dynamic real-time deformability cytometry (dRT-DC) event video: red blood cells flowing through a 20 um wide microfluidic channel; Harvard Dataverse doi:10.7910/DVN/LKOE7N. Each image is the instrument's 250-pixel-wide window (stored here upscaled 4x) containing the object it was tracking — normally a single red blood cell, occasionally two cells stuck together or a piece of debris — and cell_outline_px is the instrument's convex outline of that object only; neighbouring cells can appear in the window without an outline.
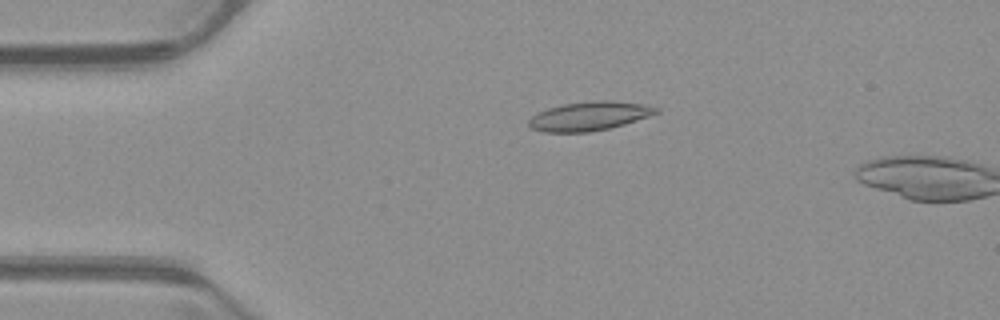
{"species": "common noctule bat (a hibernating species)", "species_latin": "Nyctalus noctula", "temperature_condition": "warm", "stored_images_in_passage": 49, "camera_frame_rate_fps": 3000, "um_per_image_px": 0.085, "animal": {"sex": "male", "body_mass_g": 23.1, "forearm_length_mm": 52.7}, "frame": {"image": 1, "passage_image": 11, "time_ms": 3.333, "image_size_px": [1000, 320], "cell_outline_px": [[660, 112], [624, 124], [608, 128], [588, 132], [544, 132], [532, 128], [528, 124], [528, 120], [536, 112], [548, 108], [564, 104], [596, 100], [608, 100], [644, 104], [660, 108]], "centroid_in_image_um": [50.08, 9.86], "position_along_channel_um": 34.9, "area_um2": 21.39}}
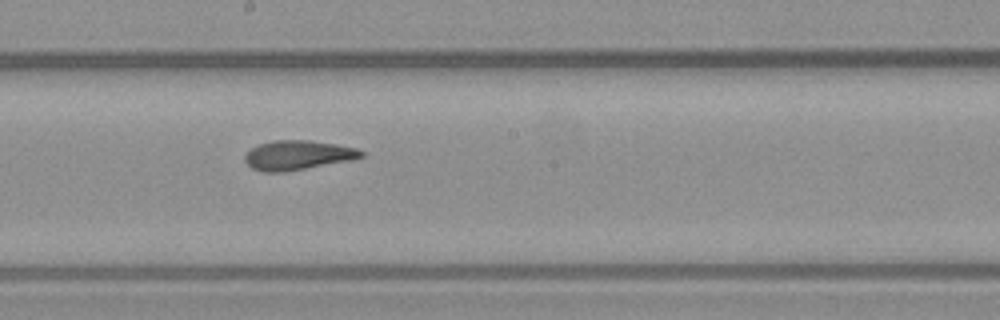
{"frame": {"image": 2, "passage_image": 28, "time_ms": 9.0, "image_size_px": [1000, 320], "cell_outline_px": [[364, 156], [352, 160], [284, 172], [264, 172], [252, 168], [244, 160], [244, 156], [252, 148], [260, 144], [272, 140], [308, 140], [336, 144], [356, 148], [364, 152]], "centroid_in_image_um": [25.32, 13.19], "position_along_channel_um": 222.9, "area_um2": 19.88}}
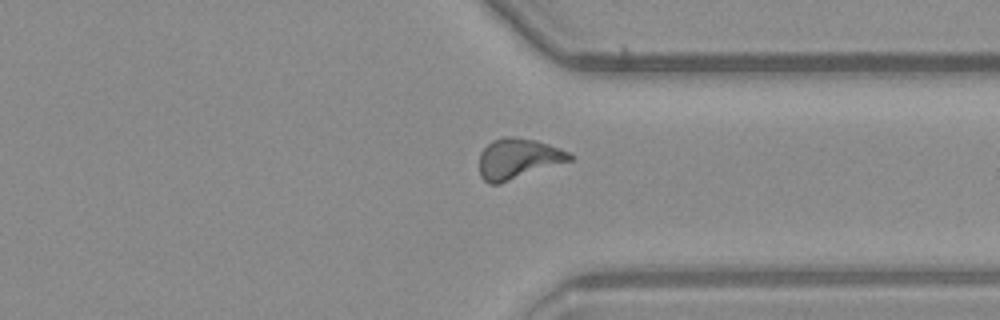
{"frame": {"image": 3, "passage_image": 39, "time_ms": 12.667, "image_size_px": [1000, 320], "cell_outline_px": [[572, 160], [500, 184], [488, 184], [480, 176], [480, 152], [492, 140], [504, 136], [516, 136], [536, 140], [560, 148], [568, 152], [572, 156]], "centroid_in_image_um": [44.02, 13.48], "position_along_channel_um": 367.4, "area_um2": 21.39}, "authors_computed_cell_mechanics": {"area_um2": 20.2878, "velocity_mm_per_s": 3.9693, "shape_relaxation_time_tau1_ms": 6.5476, "shape_relaxation_time_tau2_ms": 1.8075, "deformation_change_tau1": 0.199, "deformation_change_tau2": 0.0965}}